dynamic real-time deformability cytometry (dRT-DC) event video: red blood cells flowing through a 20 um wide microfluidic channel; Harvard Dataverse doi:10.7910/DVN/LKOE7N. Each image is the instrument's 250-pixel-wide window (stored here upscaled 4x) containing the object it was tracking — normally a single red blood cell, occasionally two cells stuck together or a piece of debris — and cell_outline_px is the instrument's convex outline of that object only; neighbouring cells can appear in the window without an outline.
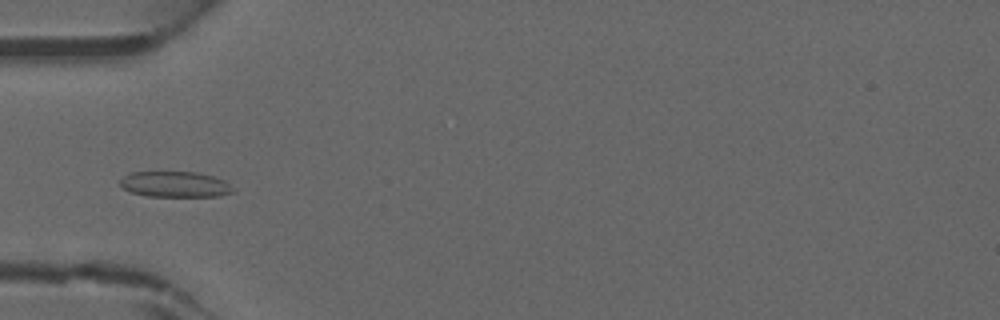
{"species": "common noctule bat (a hibernating species)", "species_latin": "Nyctalus noctula", "temperature_condition": "warm", "stored_images_in_passage": 43, "camera_frame_rate_fps": 3000, "um_per_image_px": 0.085, "animal": {"sex": "male", "forearm_length_mm": 52.5}, "frame": {"image": 1, "passage_image": 13, "time_ms": 4.0, "image_size_px": [1000, 320], "cell_outline_px": [[236, 192], [220, 196], [148, 196], [132, 192], [124, 188], [120, 184], [120, 180], [124, 176], [132, 172], [196, 172], [212, 176], [224, 180], [236, 188]], "centroid_in_image_um": [14.95, 15.67], "position_along_channel_um": 70.1, "area_um2": 16.94}}
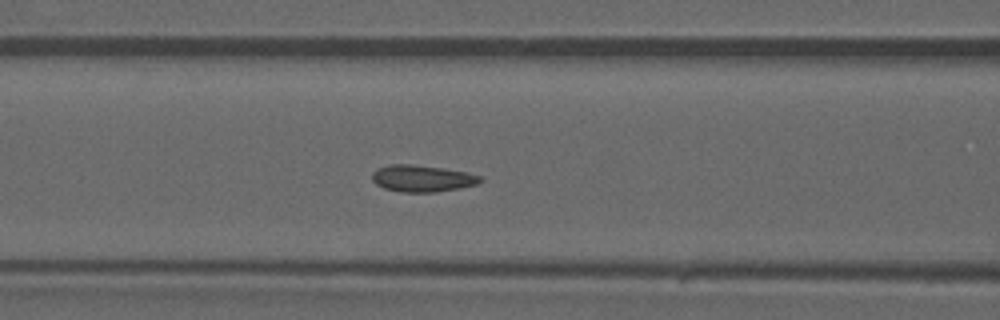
{"frame": {"image": 2, "passage_image": 17, "time_ms": 5.333, "image_size_px": [1000, 320], "cell_outline_px": [[484, 180], [476, 184], [460, 188], [436, 192], [400, 192], [384, 188], [376, 184], [372, 180], [372, 172], [376, 168], [392, 164], [408, 164], [444, 168], [468, 172], [484, 176]], "centroid_in_image_um": [35.91, 15.16], "position_along_channel_um": 130.7, "area_um2": 17.05}}
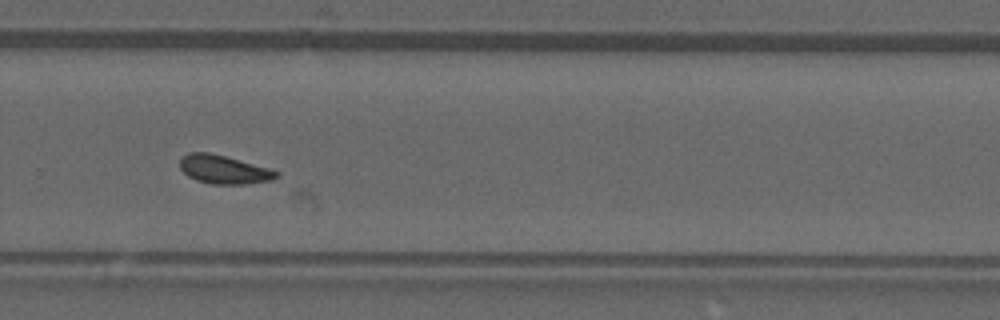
{"frame": {"image": 3, "passage_image": 29, "time_ms": 9.333, "image_size_px": [1000, 320], "cell_outline_px": [[280, 176], [272, 180], [244, 184], [212, 184], [196, 180], [188, 176], [180, 168], [180, 156], [188, 152], [208, 152], [272, 168], [280, 172]], "centroid_in_image_um": [19.05, 14.4], "position_along_channel_um": 310.8, "area_um2": 16.24}}